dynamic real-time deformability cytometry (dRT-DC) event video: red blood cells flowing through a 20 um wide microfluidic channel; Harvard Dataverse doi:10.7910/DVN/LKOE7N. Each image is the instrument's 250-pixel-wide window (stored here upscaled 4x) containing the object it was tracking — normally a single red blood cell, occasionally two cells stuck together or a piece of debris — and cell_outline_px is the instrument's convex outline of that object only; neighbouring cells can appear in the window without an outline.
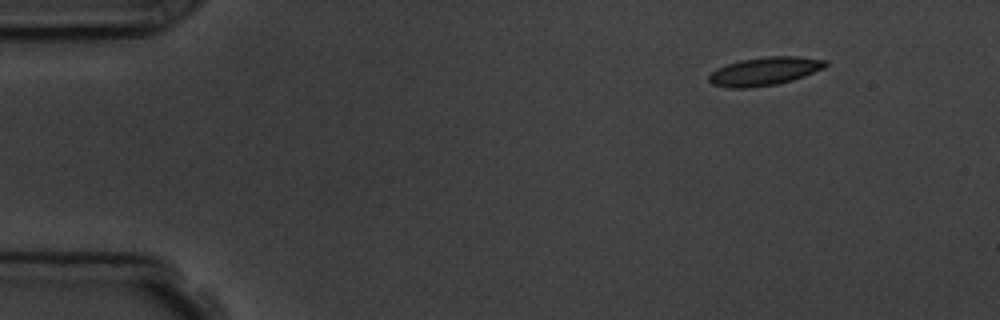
{"species": "common noctule bat (a hibernating species)", "species_latin": "Nyctalus noctula", "temperature_condition": "room temperature", "stored_images_in_passage": 6, "camera_frame_rate_fps": 3000, "um_per_image_px": 0.085, "animal": {"sex": "male", "body_mass_g": 19.5, "forearm_length_mm": 54.6}, "frame": {"image": 1, "passage_image": 6, "time_ms": 6.0, "image_size_px": [1000, 320], "cell_outline_px": [[828, 64], [824, 68], [804, 76], [792, 80], [776, 84], [752, 88], [728, 88], [712, 84], [708, 80], [708, 76], [716, 68], [740, 60], [768, 56], [800, 56], [828, 60]], "centroid_in_image_um": [65.0, 6.05], "position_along_channel_um": 20.0, "area_um2": 19.36}}